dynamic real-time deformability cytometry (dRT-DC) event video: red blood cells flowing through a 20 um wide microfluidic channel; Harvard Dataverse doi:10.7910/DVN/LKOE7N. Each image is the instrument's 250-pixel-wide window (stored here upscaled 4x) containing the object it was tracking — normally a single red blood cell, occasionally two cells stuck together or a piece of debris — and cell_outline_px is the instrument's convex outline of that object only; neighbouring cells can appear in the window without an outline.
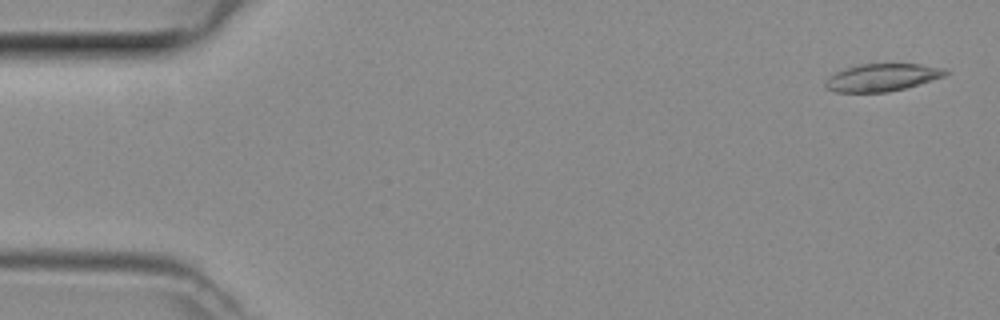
{"species": "common noctule bat (a hibernating species)", "species_latin": "Nyctalus noctula", "temperature_condition": "room temperature", "stored_images_in_passage": 48, "camera_frame_rate_fps": 3000, "um_per_image_px": 0.085, "animal": {"sex": "female", "body_mass_g": 29.2, "forearm_length_mm": 56.3}, "frame": {"image": 1, "passage_image": 2, "time_ms": 0.333, "image_size_px": [1000, 320], "cell_outline_px": [[948, 72], [944, 76], [904, 88], [888, 92], [836, 92], [828, 88], [824, 84], [836, 72], [860, 64], [920, 64], [944, 68]], "centroid_in_image_um": [75.0, 6.58], "position_along_channel_um": 10.0, "area_um2": 18.73}}
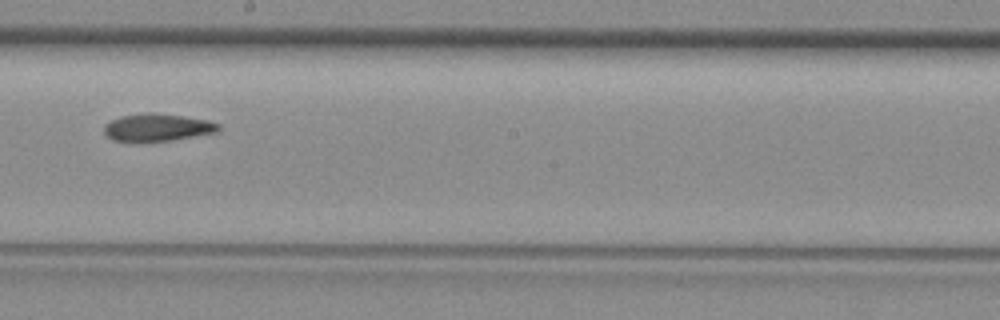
{"frame": {"image": 2, "passage_image": 27, "time_ms": 8.667, "image_size_px": [1000, 320], "cell_outline_px": [[220, 128], [216, 132], [172, 140], [112, 140], [104, 132], [104, 124], [120, 116], [148, 112], [152, 112], [184, 116], [208, 120], [220, 124]], "centroid_in_image_um": [13.39, 10.8], "position_along_channel_um": 234.8, "area_um2": 17.98}}
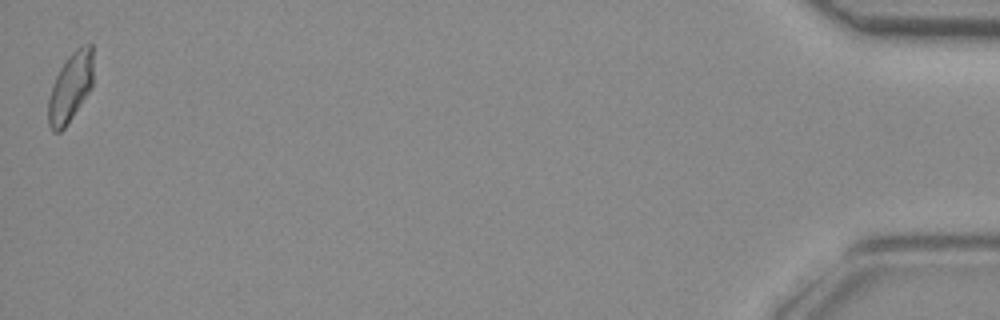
{"frame": {"image": 3, "passage_image": 48, "time_ms": 15.667, "image_size_px": [1000, 320], "cell_outline_px": [[92, 88], [64, 128], [60, 132], [52, 132], [48, 124], [48, 100], [52, 84], [60, 68], [68, 56], [80, 44], [92, 44]], "centroid_in_image_um": [5.97, 7.42], "position_along_channel_um": 429.2, "area_um2": 18.15}}